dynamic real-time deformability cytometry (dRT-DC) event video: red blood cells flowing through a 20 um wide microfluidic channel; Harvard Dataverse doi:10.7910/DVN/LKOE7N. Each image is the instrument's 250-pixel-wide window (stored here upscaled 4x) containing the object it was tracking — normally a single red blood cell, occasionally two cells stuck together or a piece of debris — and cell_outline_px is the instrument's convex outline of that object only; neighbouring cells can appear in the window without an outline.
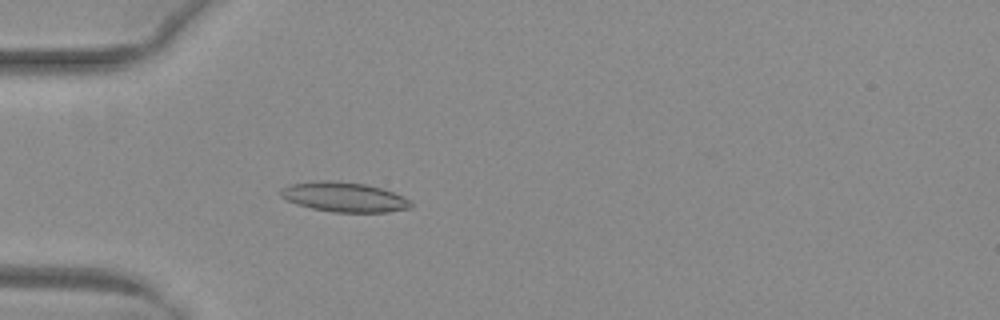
{"species": "common noctule bat (a hibernating species)", "species_latin": "Nyctalus noctula", "temperature_condition": "warm", "stored_images_in_passage": 40, "camera_frame_rate_fps": 3000, "um_per_image_px": 0.085, "animal": {"sex": "female", "body_mass_g": 29.2, "forearm_length_mm": 56.3}, "frame": {"image": 1, "passage_image": 8, "time_ms": 2.333, "image_size_px": [1000, 320], "cell_outline_px": [[412, 208], [388, 212], [332, 212], [312, 208], [296, 204], [280, 196], [280, 188], [292, 184], [320, 180], [336, 180], [364, 184], [380, 188], [404, 196], [412, 204]], "centroid_in_image_um": [29.24, 16.75], "position_along_channel_um": 55.8, "area_um2": 22.54}}
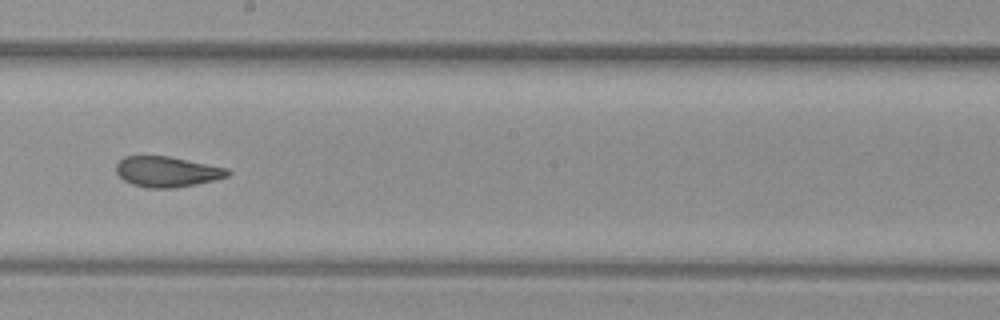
{"frame": {"image": 2, "passage_image": 22, "time_ms": 7.0, "image_size_px": [1000, 320], "cell_outline_px": [[232, 172], [228, 176], [196, 184], [176, 188], [148, 188], [132, 184], [124, 180], [116, 172], [116, 164], [124, 156], [168, 156], [228, 168]], "centroid_in_image_um": [14.2, 14.59], "position_along_channel_um": 234.0, "area_um2": 19.77}}
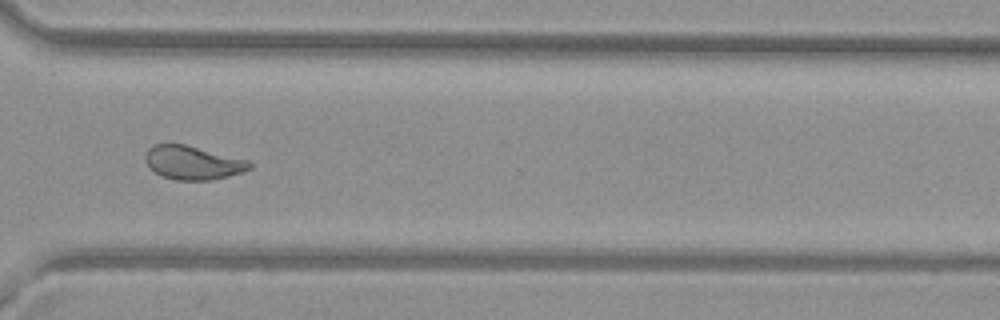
{"frame": {"image": 3, "passage_image": 31, "time_ms": 10.0, "image_size_px": [1000, 320], "cell_outline_px": [[252, 168], [228, 176], [212, 180], [176, 180], [164, 176], [148, 168], [144, 160], [144, 156], [148, 148], [152, 144], [184, 144], [248, 160], [252, 164]], "centroid_in_image_um": [16.35, 13.82], "position_along_channel_um": 354.3, "area_um2": 20.4}, "authors_computed_cell_mechanics": {"area_um2": 20.8947, "velocity_mm_per_s": 4.0088, "shape_relaxation_time_tau1_ms": 9.6961, "shape_relaxation_time_tau2_ms": 1.4593, "deformation_change_tau1": 0.2411, "deformation_change_tau2": 0.0835}}